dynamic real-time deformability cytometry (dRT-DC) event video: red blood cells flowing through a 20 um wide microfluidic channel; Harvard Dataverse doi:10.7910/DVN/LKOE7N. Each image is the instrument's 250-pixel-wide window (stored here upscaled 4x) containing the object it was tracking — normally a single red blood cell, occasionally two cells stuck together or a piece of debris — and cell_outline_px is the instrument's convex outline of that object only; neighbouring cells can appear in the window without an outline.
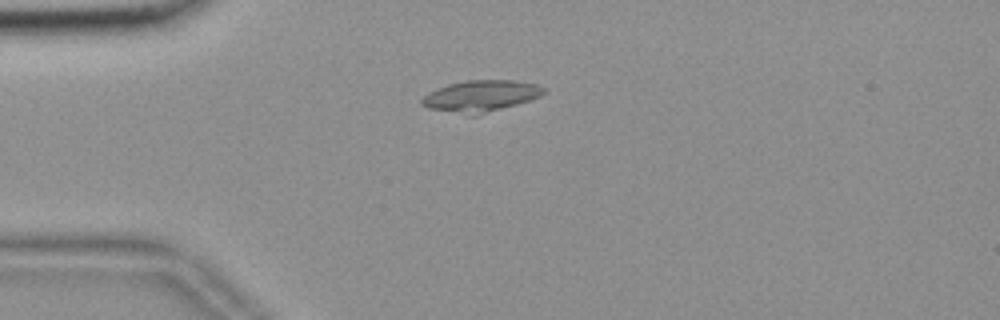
{"species": "common noctule bat (a hibernating species)", "species_latin": "Nyctalus noctula", "temperature_condition": "room temperature", "stored_images_in_passage": 44, "camera_frame_rate_fps": 3000, "um_per_image_px": 0.085, "animal": {"sex": "female", "body_mass_g": 18.4}, "frame": {"image": 1, "passage_image": 2, "time_ms": 0.333, "image_size_px": [1000, 320], "cell_outline_px": [[544, 92], [540, 96], [516, 104], [476, 116], [472, 116], [428, 108], [420, 104], [420, 100], [428, 92], [436, 88], [448, 84], [464, 80], [516, 80], [536, 84], [544, 88]], "centroid_in_image_um": [40.8, 8.16], "position_along_channel_um": 44.2, "area_um2": 22.37}}
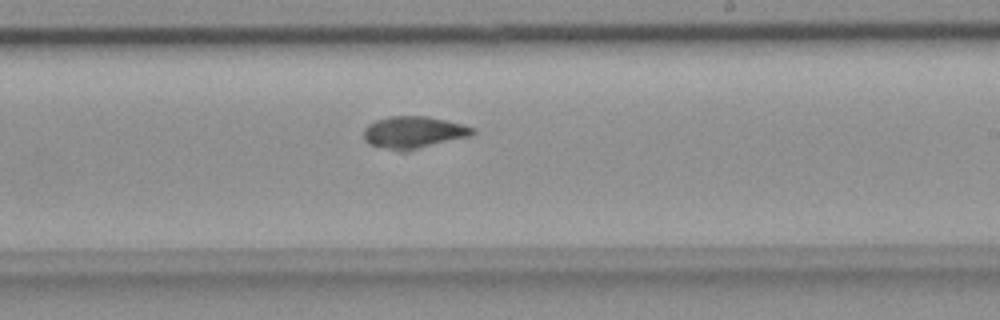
{"frame": {"image": 2, "passage_image": 21, "time_ms": 6.667, "image_size_px": [1000, 320], "cell_outline_px": [[476, 132], [468, 136], [408, 152], [400, 152], [368, 144], [364, 140], [364, 128], [368, 124], [376, 120], [388, 116], [428, 116], [464, 124], [476, 128]], "centroid_in_image_um": [35.15, 11.26], "position_along_channel_um": 253.9, "area_um2": 20.69}}
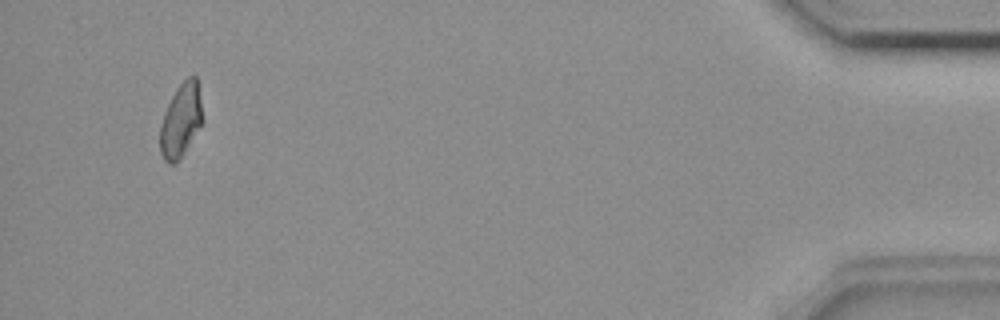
{"frame": {"image": 3, "passage_image": 41, "time_ms": 13.333, "image_size_px": [1000, 320], "cell_outline_px": [[204, 120], [180, 160], [176, 164], [168, 164], [164, 160], [160, 152], [160, 128], [164, 112], [176, 88], [188, 76], [196, 76]], "centroid_in_image_um": [15.37, 10.27], "position_along_channel_um": 419.8, "area_um2": 18.32}, "authors_computed_cell_mechanics": {"area_um2": 20.1433, "velocity_mm_per_s": 3.6249, "shape_relaxation_time_tau1_ms": null, "shape_relaxation_time_tau2_ms": 0.6511, "deformation_change_tau1": null, "deformation_change_tau2": 0.0355}}